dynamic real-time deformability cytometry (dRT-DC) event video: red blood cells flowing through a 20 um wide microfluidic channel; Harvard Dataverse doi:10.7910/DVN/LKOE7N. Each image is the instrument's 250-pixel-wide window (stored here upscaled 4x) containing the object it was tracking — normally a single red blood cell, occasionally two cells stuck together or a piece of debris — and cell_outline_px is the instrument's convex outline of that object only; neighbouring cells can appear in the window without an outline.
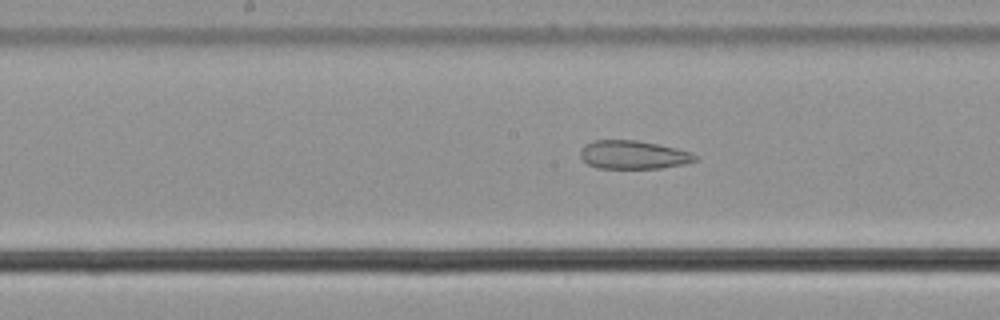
{"species": "common noctule bat (a hibernating species)", "species_latin": "Nyctalus noctula", "temperature_condition": "cold", "stored_images_in_passage": 56, "camera_frame_rate_fps": 3000, "um_per_image_px": 0.085, "animal": {"sex": "male", "body_mass_g": 21.5, "forearm_length_mm": 52.0}, "frame": {"image": 1, "passage_image": 29, "time_ms": 9.333, "image_size_px": [1000, 320], "cell_outline_px": [[696, 160], [684, 164], [660, 168], [596, 168], [588, 164], [580, 156], [580, 152], [584, 144], [596, 140], [636, 140], [676, 148], [692, 152], [696, 156]], "centroid_in_image_um": [53.81, 13.16], "position_along_channel_um": 194.4, "area_um2": 18.9}}
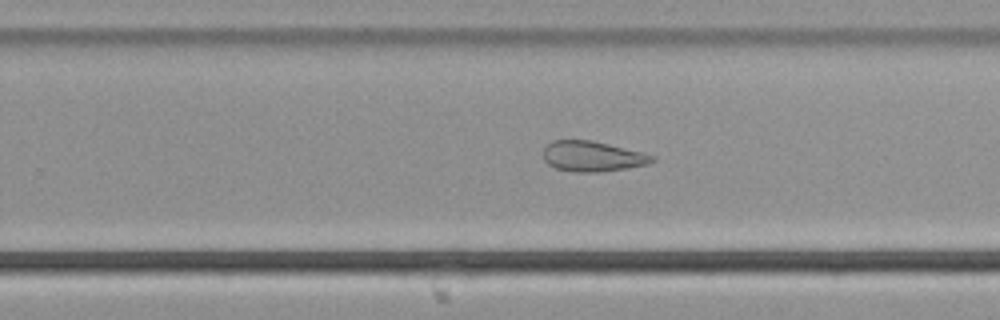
{"frame": {"image": 2, "passage_image": 36, "time_ms": 11.667, "image_size_px": [1000, 320], "cell_outline_px": [[656, 160], [648, 164], [628, 168], [600, 172], [576, 172], [556, 168], [548, 164], [544, 160], [544, 148], [552, 140], [592, 140], [656, 156]], "centroid_in_image_um": [50.36, 13.29], "position_along_channel_um": 279.4, "area_um2": 19.19}}
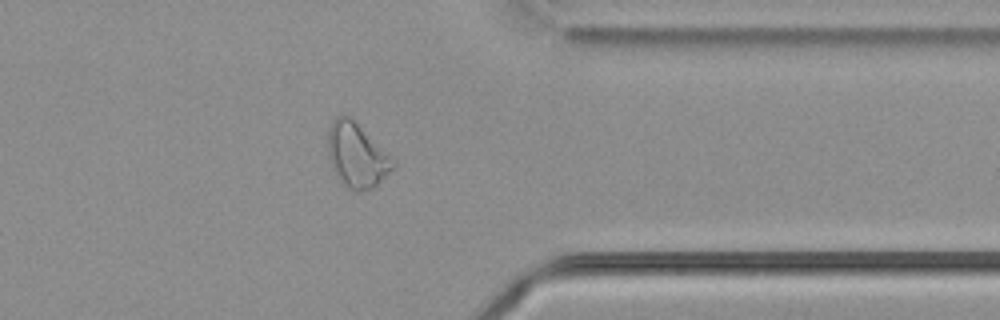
{"frame": {"image": 3, "passage_image": 45, "time_ms": 14.667, "image_size_px": [1000, 320], "cell_outline_px": [[396, 164], [372, 188], [364, 192], [356, 192], [344, 188], [332, 168], [328, 156], [328, 128], [332, 120], [336, 116], [344, 112], [352, 116], [396, 160]], "centroid_in_image_um": [30.3, 13.15], "position_along_channel_um": 381.1, "area_um2": 25.14}, "authors_computed_cell_mechanics": {"area_um2": 25.9233, "velocity_mm_per_s": 3.6614, "shape_relaxation_time_tau1_ms": null, "shape_relaxation_time_tau2_ms": 3.5818, "deformation_change_tau1": null, "deformation_change_tau2": 0.1095}}